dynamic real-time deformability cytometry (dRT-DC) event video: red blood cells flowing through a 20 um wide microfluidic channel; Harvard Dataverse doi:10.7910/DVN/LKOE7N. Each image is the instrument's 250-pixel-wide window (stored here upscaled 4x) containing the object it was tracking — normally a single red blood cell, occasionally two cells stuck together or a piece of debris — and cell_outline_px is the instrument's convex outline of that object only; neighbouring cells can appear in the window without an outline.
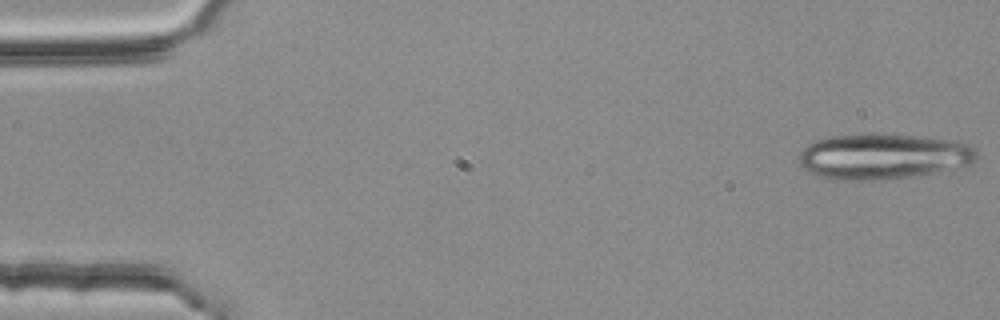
{"species": "common noctule bat (a hibernating species)", "species_latin": "Nyctalus noctula", "temperature_condition": "room temperature", "stored_images_in_passage": 53, "segment_of_instrument_passage": [1, 2], "camera_frame_rate_fps": 3000, "um_per_image_px": 0.085, "animal": {"sex": "female", "body_mass_g": 25.1}, "frame": {"image": 1, "passage_image": 1, "time_ms": 0.0, "image_size_px": [1000, 320], "cell_outline_px": [[976, 160], [972, 164], [936, 172], [912, 176], [884, 180], [832, 180], [816, 176], [804, 168], [800, 164], [800, 152], [812, 140], [824, 136], [864, 132], [876, 132], [928, 136], [960, 140], [976, 148]], "centroid_in_image_um": [75.06, 13.25], "position_along_channel_um": 9.9, "area_um2": 48.78}}